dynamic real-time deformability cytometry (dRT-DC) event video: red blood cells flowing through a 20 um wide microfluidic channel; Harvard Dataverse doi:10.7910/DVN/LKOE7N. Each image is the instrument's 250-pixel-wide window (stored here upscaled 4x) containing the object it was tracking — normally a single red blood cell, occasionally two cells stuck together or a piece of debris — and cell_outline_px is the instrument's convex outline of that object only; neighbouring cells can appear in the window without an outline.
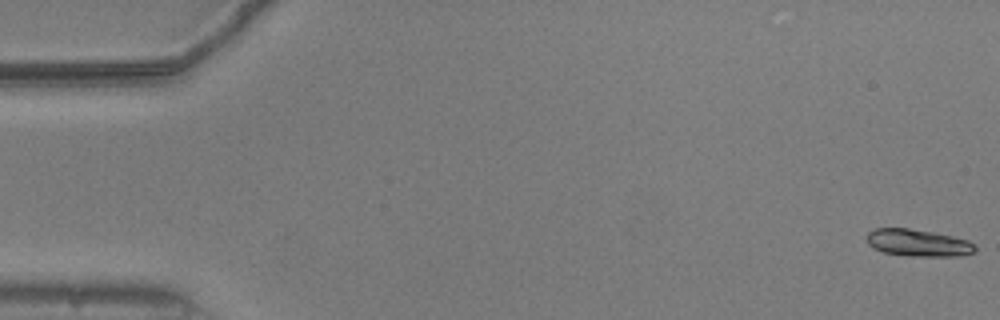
{"species": "common noctule bat (a hibernating species)", "species_latin": "Nyctalus noctula", "temperature_condition": "warm", "stored_images_in_passage": 55, "segment_of_instrument_passage": [1, 2], "camera_frame_rate_fps": 3000, "um_per_image_px": 0.085, "animal": {"sex": "male", "body_mass_g": 20.5, "forearm_length_mm": 52.5}, "frame": {"image": 1, "passage_image": 1, "time_ms": 0.0, "image_size_px": [1000, 320], "cell_outline_px": [[976, 252], [960, 256], [908, 256], [884, 252], [872, 248], [868, 244], [868, 232], [876, 228], [908, 228], [932, 232], [952, 236], [968, 240], [976, 244]], "centroid_in_image_um": [78.07, 20.65], "position_along_channel_um": 6.9, "area_um2": 17.17}}
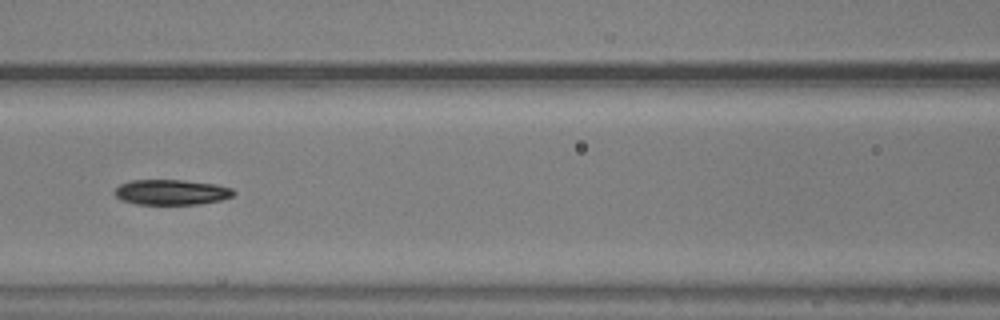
{"frame": {"image": 2, "passage_image": 24, "time_ms": 7.667, "image_size_px": [1000, 320], "cell_outline_px": [[236, 192], [232, 196], [220, 200], [200, 204], [136, 204], [120, 200], [112, 192], [120, 184], [132, 180], [180, 180], [216, 184], [232, 188]], "centroid_in_image_um": [14.55, 16.34], "position_along_channel_um": 152.1, "area_um2": 17.57}}
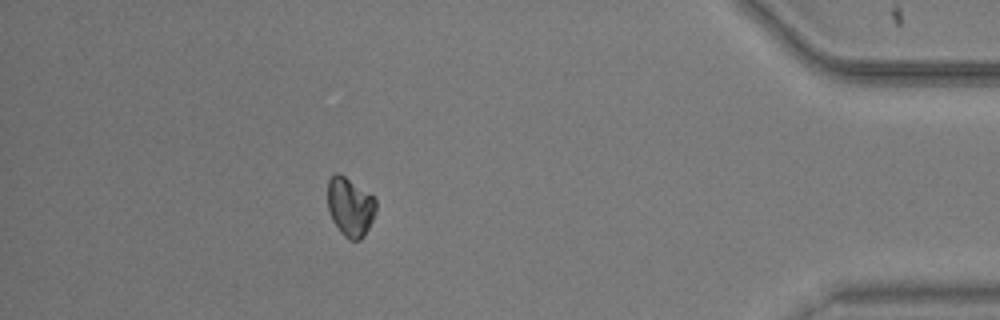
{"frame": {"image": 3, "passage_image": 48, "time_ms": 15.667, "image_size_px": [1000, 320], "cell_outline_px": [[376, 212], [364, 236], [360, 240], [348, 240], [340, 232], [332, 220], [328, 208], [328, 180], [336, 172], [340, 172], [372, 196], [376, 200]], "centroid_in_image_um": [29.75, 17.59], "position_along_channel_um": 405.4, "area_um2": 16.59}}